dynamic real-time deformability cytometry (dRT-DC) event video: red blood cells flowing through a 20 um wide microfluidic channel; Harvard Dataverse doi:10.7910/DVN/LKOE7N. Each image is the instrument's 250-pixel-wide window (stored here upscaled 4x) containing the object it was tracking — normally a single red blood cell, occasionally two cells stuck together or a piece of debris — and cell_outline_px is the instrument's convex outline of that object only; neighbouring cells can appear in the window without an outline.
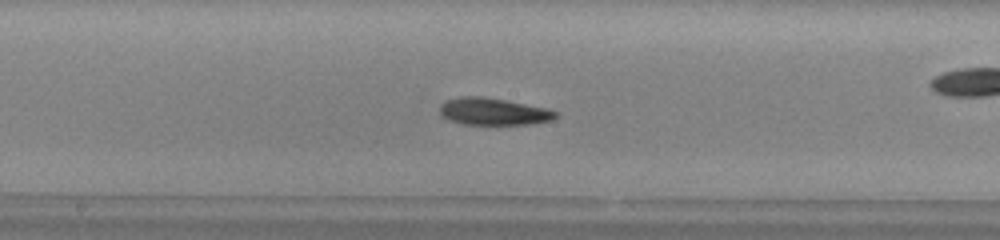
{"species": "common noctule bat (a hibernating species)", "species_latin": "Nyctalus noctula", "temperature_condition": "warm", "stored_images_in_passage": 45, "camera_frame_rate_fps": 3000, "um_per_image_px": 0.085, "animal": {"sex": "male", "body_mass_g": 13.0, "forearm_length_mm": 53.1}, "frame": {"image": 1, "passage_image": 20, "time_ms": 6.333, "image_size_px": [1000, 240], "cell_outline_px": [[556, 116], [552, 120], [532, 124], [464, 124], [448, 120], [440, 112], [440, 108], [444, 100], [460, 96], [480, 96], [504, 100], [548, 108], [556, 112]], "centroid_in_image_um": [41.92, 9.48], "position_along_channel_um": 206.3, "area_um2": 18.15}}
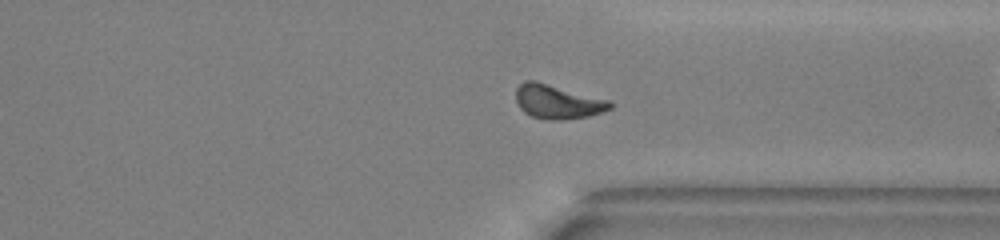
{"frame": {"image": 2, "passage_image": 32, "time_ms": 10.333, "image_size_px": [1000, 240], "cell_outline_px": [[612, 108], [588, 116], [564, 120], [548, 120], [532, 116], [524, 112], [516, 104], [516, 88], [524, 80], [536, 80], [608, 100], [612, 104]], "centroid_in_image_um": [47.34, 8.64], "position_along_channel_um": 364.1, "area_um2": 18.67}}
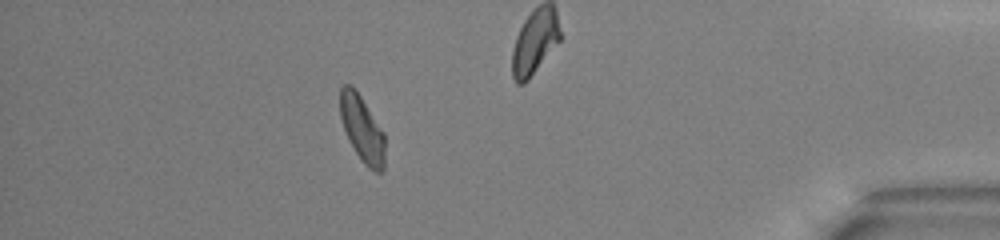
{"frame": {"image": 3, "passage_image": 39, "time_ms": 12.667, "image_size_px": [1000, 240], "cell_outline_px": [[384, 168], [380, 172], [376, 172], [368, 168], [360, 160], [344, 128], [340, 116], [340, 88], [344, 84], [348, 84], [360, 96], [384, 132]], "centroid_in_image_um": [30.79, 10.98], "position_along_channel_um": 404.4, "area_um2": 16.88}, "authors_computed_cell_mechanics": {"area_um2": 18.207, "velocity_mm_per_s": 3.9529, "shape_relaxation_time_tau1_ms": 6.3656, "shape_relaxation_time_tau2_ms": 6.0711, "deformation_change_tau1": 0.1706, "deformation_change_tau2": 0.1358}}